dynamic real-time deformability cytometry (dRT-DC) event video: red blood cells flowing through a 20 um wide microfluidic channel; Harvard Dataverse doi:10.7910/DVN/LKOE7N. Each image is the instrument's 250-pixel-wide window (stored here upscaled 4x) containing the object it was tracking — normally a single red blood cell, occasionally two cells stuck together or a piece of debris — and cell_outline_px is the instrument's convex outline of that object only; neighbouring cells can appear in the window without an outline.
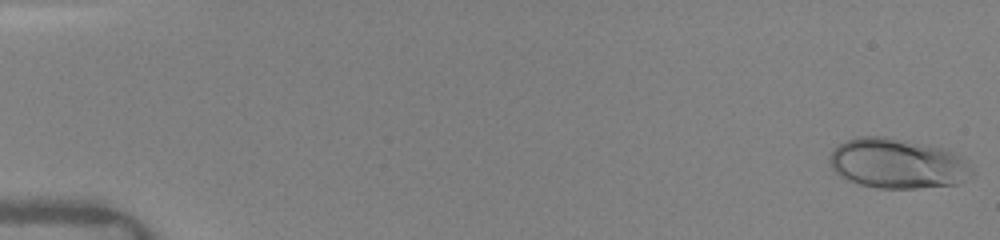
{"species": "human", "species_latin": "Homo sapiens", "temperature_condition": "warm", "stored_images_in_passage": 12, "camera_frame_rate_fps": 3000, "um_per_image_px": 0.085, "donor": {"sex": "female"}, "frame": {"image": 1, "passage_image": 1, "time_ms": 0.0, "image_size_px": [1000, 240], "cell_outline_px": [[972, 176], [956, 184], [916, 188], [876, 188], [860, 184], [848, 180], [840, 176], [832, 168], [828, 160], [828, 156], [832, 148], [856, 136], [884, 136], [944, 148], [964, 156], [972, 168]], "centroid_in_image_um": [76.28, 13.89], "position_along_channel_um": 8.7, "area_um2": 41.73}}
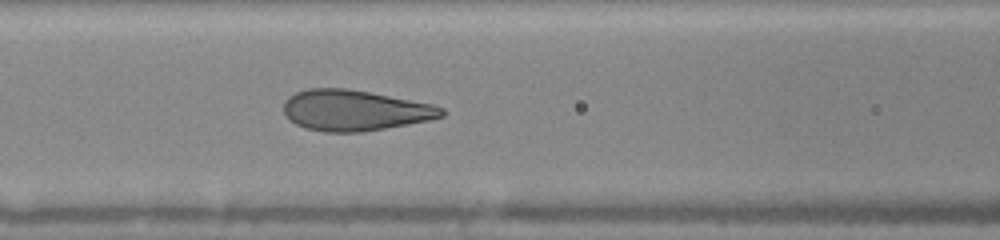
{"frame": {"image": 2, "passage_image": 12, "time_ms": 7.0, "image_size_px": [1000, 240], "cell_outline_px": [[448, 112], [444, 116], [428, 120], [408, 124], [360, 132], [324, 132], [304, 128], [288, 120], [284, 112], [284, 100], [288, 96], [296, 92], [308, 88], [348, 88], [432, 104], [444, 108]], "centroid_in_image_um": [30.12, 9.38], "position_along_channel_um": 136.5, "area_um2": 37.63}}